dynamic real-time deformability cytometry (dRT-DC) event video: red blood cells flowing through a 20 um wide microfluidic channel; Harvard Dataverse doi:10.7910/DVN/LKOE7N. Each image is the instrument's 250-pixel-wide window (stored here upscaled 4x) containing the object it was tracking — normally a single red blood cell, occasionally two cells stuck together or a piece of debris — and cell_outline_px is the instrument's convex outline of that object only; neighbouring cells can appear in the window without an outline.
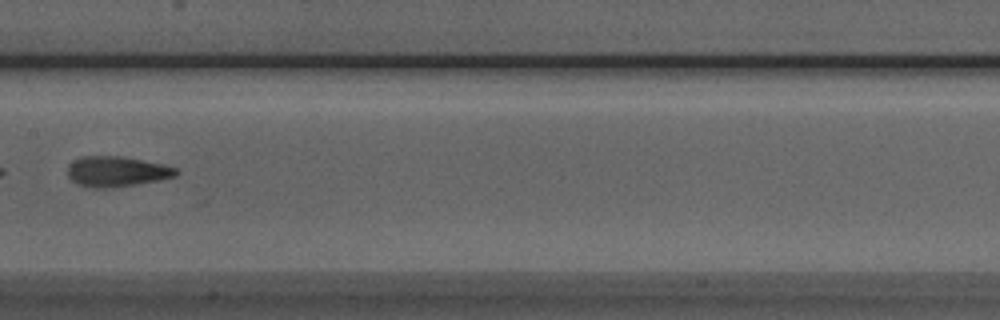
{"species": "Egyptian fruit bat (a non-hibernating species)", "species_latin": "Rousettus aegyptiacus", "temperature_condition": "room temperature", "stored_images_in_passage": 8, "segment_of_instrument_passage": [2, 2], "camera_frame_rate_fps": 3000, "um_per_image_px": 0.085, "animal": {"sex": "male"}, "frame": {"image": 1, "passage_image": 8, "time_ms": 8.0, "image_size_px": [1000, 320], "cell_outline_px": [[180, 172], [176, 176], [160, 180], [112, 188], [92, 188], [76, 184], [68, 176], [68, 164], [84, 156], [120, 156], [164, 164], [176, 168]], "centroid_in_image_um": [9.93, 14.59], "position_along_channel_um": 197.5, "area_um2": 19.25}}